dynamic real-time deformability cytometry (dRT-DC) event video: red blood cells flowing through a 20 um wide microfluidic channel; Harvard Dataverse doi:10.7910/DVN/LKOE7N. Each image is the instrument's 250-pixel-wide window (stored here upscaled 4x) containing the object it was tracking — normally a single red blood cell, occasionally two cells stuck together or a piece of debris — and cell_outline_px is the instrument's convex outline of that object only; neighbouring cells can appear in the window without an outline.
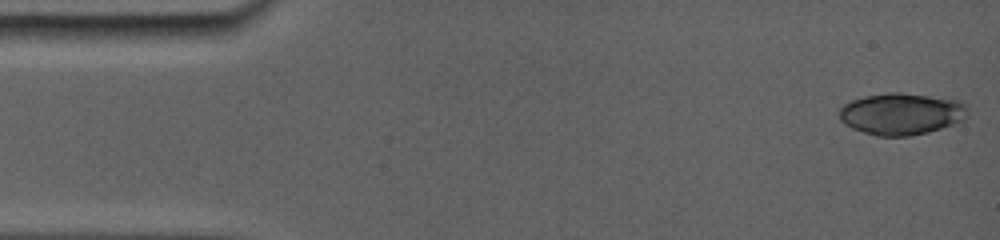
{"species": "common noctule bat (a hibernating species)", "species_latin": "Nyctalus noctula", "temperature_condition": "room temperature", "stored_images_in_passage": 6, "camera_frame_rate_fps": 5000, "um_per_image_px": 0.085, "animal": {"sex": "female", "body_mass_g": 19.0, "forearm_length_mm": 56.7}, "frame": {"image": 1, "passage_image": 1, "time_ms": 0.0, "image_size_px": [1000, 240], "cell_outline_px": [[964, 108], [960, 120], [940, 128], [924, 132], [904, 136], [880, 136], [864, 132], [852, 128], [840, 120], [840, 108], [844, 104], [852, 100], [864, 96], [888, 92], [900, 92], [956, 100], [964, 104]], "centroid_in_image_um": [76.5, 9.66], "position_along_channel_um": 8.5, "area_um2": 30.23}}
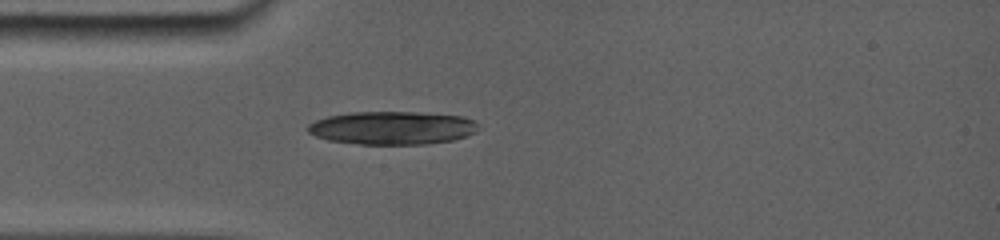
{"frame": {"image": 2, "passage_image": 6, "time_ms": 4.0, "image_size_px": [1000, 240], "cell_outline_px": [[476, 124], [472, 132], [464, 136], [452, 140], [420, 144], [360, 144], [328, 140], [316, 136], [308, 132], [308, 124], [316, 120], [328, 116], [352, 112], [412, 112], [460, 116], [472, 120]], "centroid_in_image_um": [33.25, 10.87], "position_along_channel_um": 51.8, "area_um2": 32.31}}